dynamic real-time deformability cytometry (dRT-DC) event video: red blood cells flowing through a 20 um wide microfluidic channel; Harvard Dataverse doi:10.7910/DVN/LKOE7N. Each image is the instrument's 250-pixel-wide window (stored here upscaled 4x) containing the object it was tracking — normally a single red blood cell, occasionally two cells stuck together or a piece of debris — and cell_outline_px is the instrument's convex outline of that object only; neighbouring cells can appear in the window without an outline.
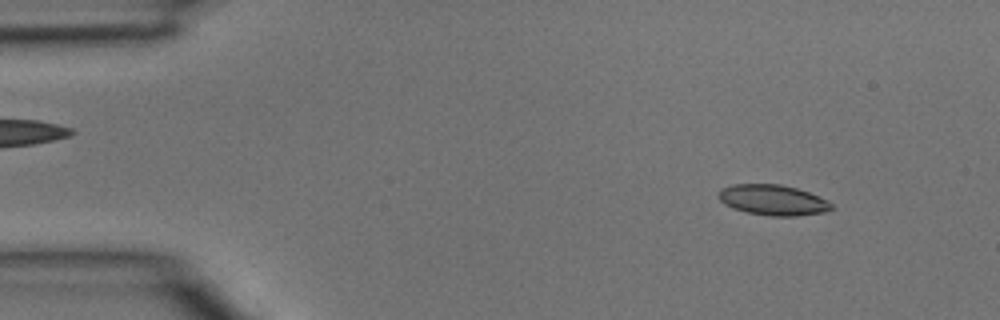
{"species": "common noctule bat (a hibernating species)", "species_latin": "Nyctalus noctula", "temperature_condition": "room temperature", "stored_images_in_passage": 3, "camera_frame_rate_fps": 3000, "um_per_image_px": 0.085, "animal": {"sex": "male", "body_mass_g": 15.6}, "frame": {"image": 1, "passage_image": 1, "time_ms": 0.0, "image_size_px": [1000, 320], "cell_outline_px": [[832, 208], [824, 212], [796, 216], [772, 216], [748, 212], [724, 204], [716, 196], [720, 188], [732, 184], [780, 184], [796, 188], [808, 192], [828, 200], [832, 204]], "centroid_in_image_um": [65.67, 16.99], "position_along_channel_um": 19.3, "area_um2": 20.0}}